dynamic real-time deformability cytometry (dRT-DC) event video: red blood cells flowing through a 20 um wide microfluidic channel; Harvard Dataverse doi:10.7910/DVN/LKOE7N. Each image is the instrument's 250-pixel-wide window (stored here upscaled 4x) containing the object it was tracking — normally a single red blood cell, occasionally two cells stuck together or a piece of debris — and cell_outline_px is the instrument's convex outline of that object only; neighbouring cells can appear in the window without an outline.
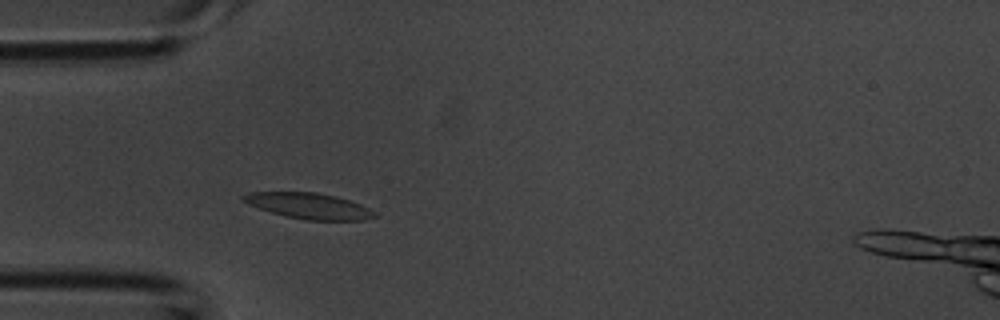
{"species": "common noctule bat (a hibernating species)", "species_latin": "Nyctalus noctula", "temperature_condition": "room temperature", "stored_images_in_passage": 39, "segment_of_instrument_passage": [1, 2], "camera_frame_rate_fps": 3000, "um_per_image_px": 0.085, "animal": {"sex": "male", "body_mass_g": 20.1, "forearm_length_mm": 53.5}, "frame": {"image": 1, "passage_image": 8, "time_ms": 2.333, "image_size_px": [1000, 320], "cell_outline_px": [[380, 216], [364, 220], [308, 220], [284, 216], [248, 204], [240, 200], [240, 196], [248, 192], [316, 192], [336, 196], [360, 204], [376, 212]], "centroid_in_image_um": [26.26, 17.5], "position_along_channel_um": 58.7, "area_um2": 19.83}}
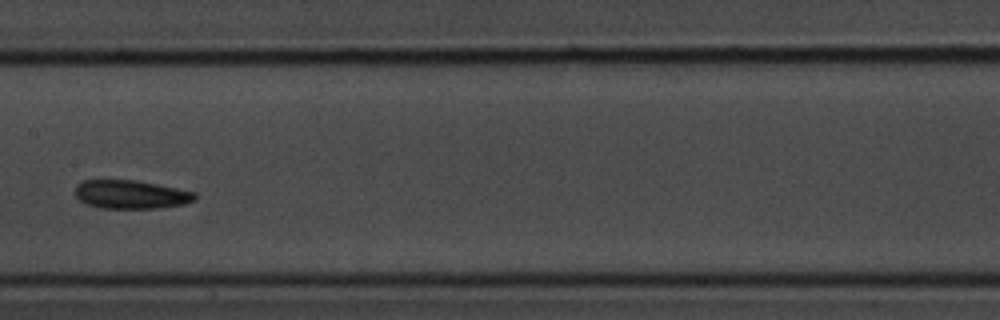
{"frame": {"image": 2, "passage_image": 17, "time_ms": 5.333, "image_size_px": [1000, 320], "cell_outline_px": [[196, 200], [184, 204], [160, 208], [100, 208], [88, 204], [80, 200], [72, 192], [76, 184], [84, 180], [136, 180], [196, 192]], "centroid_in_image_um": [11.1, 16.53], "position_along_channel_um": 196.3, "area_um2": 20.06}}
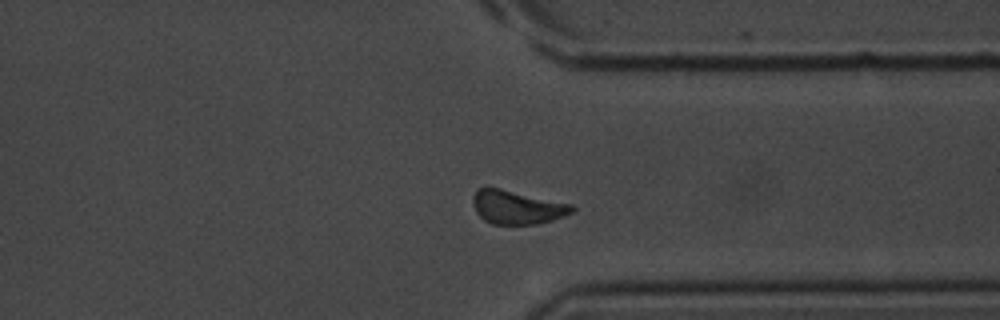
{"frame": {"image": 3, "passage_image": 28, "time_ms": 9.0, "image_size_px": [1000, 320], "cell_outline_px": [[576, 212], [552, 220], [536, 224], [492, 224], [484, 220], [476, 212], [472, 204], [472, 196], [476, 188], [500, 188], [576, 204]], "centroid_in_image_um": [44.0, 17.6], "position_along_channel_um": 367.4, "area_um2": 19.88}}